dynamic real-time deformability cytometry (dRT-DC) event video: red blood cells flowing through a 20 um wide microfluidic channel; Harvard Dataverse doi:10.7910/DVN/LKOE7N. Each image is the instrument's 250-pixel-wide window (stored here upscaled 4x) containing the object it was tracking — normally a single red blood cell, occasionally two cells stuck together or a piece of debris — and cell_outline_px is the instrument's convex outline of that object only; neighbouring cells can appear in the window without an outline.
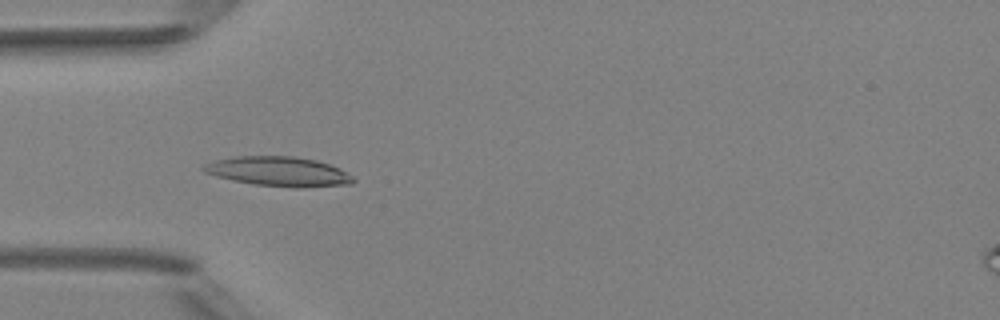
{"species": "Egyptian fruit bat (a non-hibernating species)", "species_latin": "Rousettus aegyptiacus", "temperature_condition": "room temperature", "stored_images_in_passage": 6, "camera_frame_rate_fps": 3000, "um_per_image_px": 0.085, "animal": {"sex": "female"}, "frame": {"image": 1, "passage_image": 3, "time_ms": 2.333, "image_size_px": [1000, 320], "cell_outline_px": [[356, 180], [352, 184], [300, 188], [252, 184], [232, 180], [216, 176], [204, 172], [200, 168], [204, 164], [216, 160], [236, 156], [292, 156], [316, 160], [340, 168], [352, 176]], "centroid_in_image_um": [23.68, 14.58], "position_along_channel_um": 61.3, "area_um2": 25.84}}
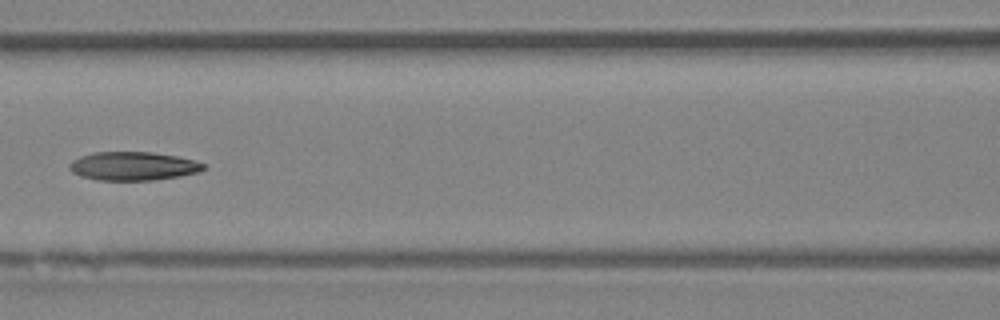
{"frame": {"image": 2, "passage_image": 5, "time_ms": 4.667, "image_size_px": [1000, 320], "cell_outline_px": [[204, 168], [200, 172], [180, 176], [152, 180], [100, 180], [80, 176], [72, 172], [68, 168], [68, 164], [72, 160], [80, 156], [92, 152], [152, 152], [176, 156], [196, 160], [204, 164]], "centroid_in_image_um": [11.29, 14.11], "position_along_channel_um": 155.3, "area_um2": 22.43}}
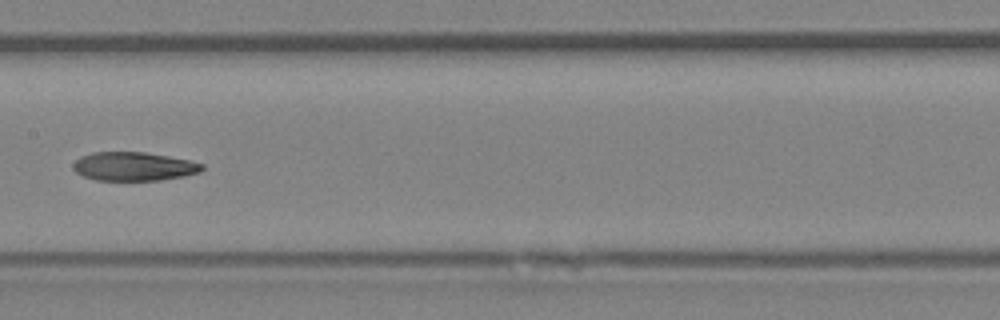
{"frame": {"image": 3, "passage_image": 6, "time_ms": 5.667, "image_size_px": [1000, 320], "cell_outline_px": [[204, 168], [200, 172], [184, 176], [160, 180], [96, 180], [84, 176], [76, 172], [72, 168], [72, 164], [80, 156], [92, 152], [144, 152], [168, 156], [188, 160], [204, 164]], "centroid_in_image_um": [11.36, 14.14], "position_along_channel_um": 196.0, "area_um2": 21.56}}